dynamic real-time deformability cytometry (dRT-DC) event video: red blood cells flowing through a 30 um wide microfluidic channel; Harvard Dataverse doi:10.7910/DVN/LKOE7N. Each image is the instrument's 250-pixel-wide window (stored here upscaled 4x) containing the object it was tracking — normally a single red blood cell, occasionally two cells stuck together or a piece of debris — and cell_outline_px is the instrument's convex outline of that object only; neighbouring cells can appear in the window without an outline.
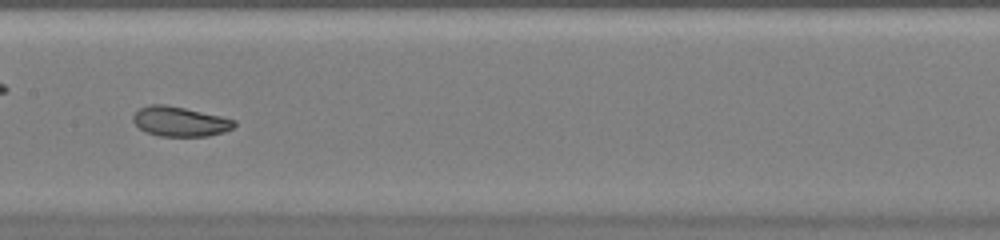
{"species": "common noctule bat (a hibernating species)", "species_latin": "Nyctalus noctula", "temperature_condition": "warm", "stored_images_in_passage": 35, "segment_of_instrument_passage": [1, 2], "camera_frame_rate_fps": 3000, "um_per_image_px": 0.085, "animal": {"sex": "female", "body_mass_g": 20.0, "forearm_length_mm": 54.0}, "frame": {"image": 1, "passage_image": 11, "time_ms": 3.333, "image_size_px": [1000, 240], "cell_outline_px": [[236, 124], [232, 128], [224, 132], [208, 136], [160, 136], [148, 132], [140, 128], [132, 120], [132, 116], [140, 108], [152, 104], [164, 104], [184, 108], [220, 116], [236, 120]], "centroid_in_image_um": [15.3, 10.33], "position_along_channel_um": 192.1, "area_um2": 17.34}}